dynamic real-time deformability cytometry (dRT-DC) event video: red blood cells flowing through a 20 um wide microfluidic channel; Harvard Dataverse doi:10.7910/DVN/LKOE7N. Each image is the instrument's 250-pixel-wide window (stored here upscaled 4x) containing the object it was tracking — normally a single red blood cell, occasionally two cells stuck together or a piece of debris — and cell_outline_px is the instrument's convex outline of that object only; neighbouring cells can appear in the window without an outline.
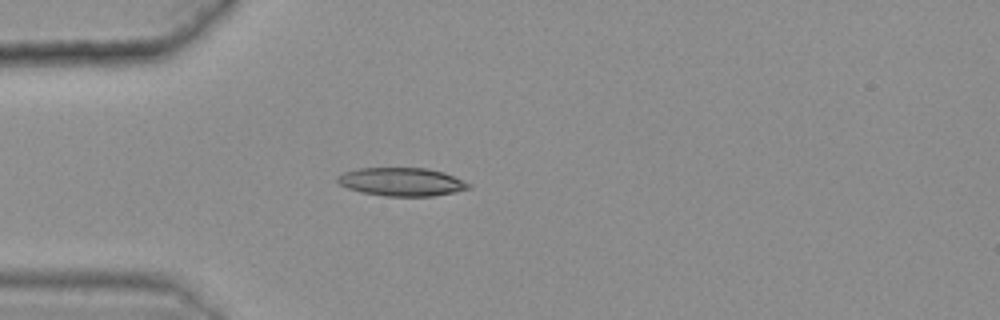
{"species": "common noctule bat (a hibernating species)", "species_latin": "Nyctalus noctula", "temperature_condition": "warm", "stored_images_in_passage": 33, "camera_frame_rate_fps": 3000, "um_per_image_px": 0.085, "animal": {"sex": "female", "body_mass_g": 25.1}, "frame": {"image": 1, "passage_image": 1, "time_ms": 0.0, "image_size_px": [1000, 320], "cell_outline_px": [[472, 184], [468, 188], [456, 192], [432, 196], [384, 196], [360, 192], [348, 188], [340, 184], [336, 180], [336, 176], [344, 172], [360, 168], [428, 168], [444, 172]], "centroid_in_image_um": [34.13, 15.45], "position_along_channel_um": 50.9, "area_um2": 21.68}}
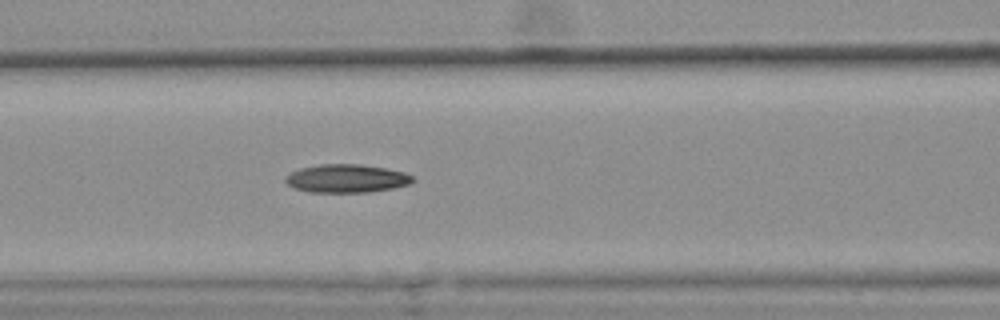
{"frame": {"image": 2, "passage_image": 9, "time_ms": 2.667, "image_size_px": [1000, 320], "cell_outline_px": [[416, 180], [408, 184], [392, 188], [368, 192], [308, 192], [292, 188], [284, 180], [284, 176], [300, 168], [320, 164], [360, 164], [384, 168], [404, 172], [412, 176]], "centroid_in_image_um": [29.42, 15.17], "position_along_channel_um": 137.2, "area_um2": 20.98}}
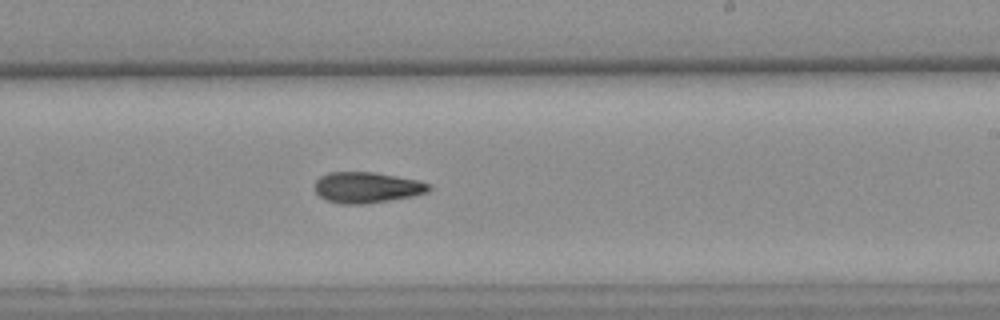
{"frame": {"image": 3, "passage_image": 19, "time_ms": 6.0, "image_size_px": [1000, 320], "cell_outline_px": [[432, 188], [428, 192], [412, 196], [364, 204], [340, 204], [328, 200], [320, 196], [316, 192], [316, 180], [320, 176], [328, 172], [372, 172], [396, 176], [416, 180], [432, 184]], "centroid_in_image_um": [31.2, 15.93], "position_along_channel_um": 257.8, "area_um2": 20.4}, "authors_computed_cell_mechanics": {"area_um2": 20.5768, "velocity_mm_per_s": 3.6304, "shape_relaxation_time_tau1_ms": null, "shape_relaxation_time_tau2_ms": 10.5078, "deformation_change_tau1": null, "deformation_change_tau2": 0.2025}}